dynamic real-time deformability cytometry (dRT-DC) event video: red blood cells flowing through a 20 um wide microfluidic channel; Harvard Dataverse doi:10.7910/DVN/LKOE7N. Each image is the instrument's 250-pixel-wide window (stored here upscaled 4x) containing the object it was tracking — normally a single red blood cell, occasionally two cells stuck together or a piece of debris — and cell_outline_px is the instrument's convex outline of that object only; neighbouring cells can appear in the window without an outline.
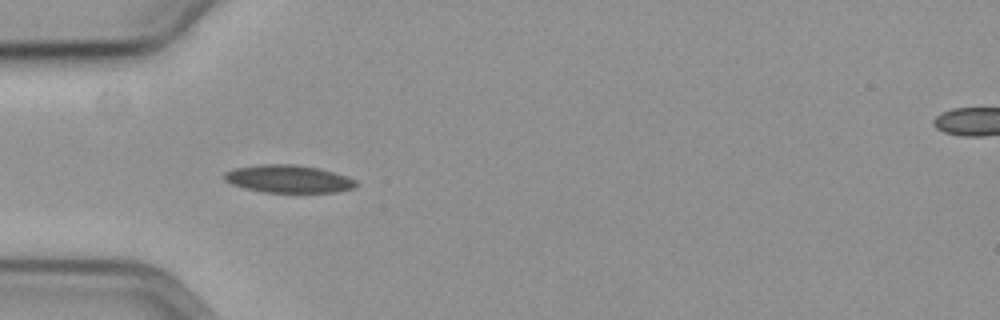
{"species": "common noctule bat (a hibernating species)", "species_latin": "Nyctalus noctula", "temperature_condition": "cold", "stored_images_in_passage": 44, "camera_frame_rate_fps": 3000, "um_per_image_px": 0.085, "animal": {"sex": "female", "body_mass_g": 19.3, "forearm_length_mm": 54.1}, "frame": {"image": 1, "passage_image": 4, "time_ms": 1.0, "image_size_px": [1000, 320], "cell_outline_px": [[360, 184], [356, 188], [336, 192], [264, 192], [244, 188], [232, 184], [224, 180], [224, 172], [236, 168], [260, 164], [292, 164], [320, 168], [348, 176], [356, 180]], "centroid_in_image_um": [24.57, 15.21], "position_along_channel_um": 60.4, "area_um2": 21.44}}
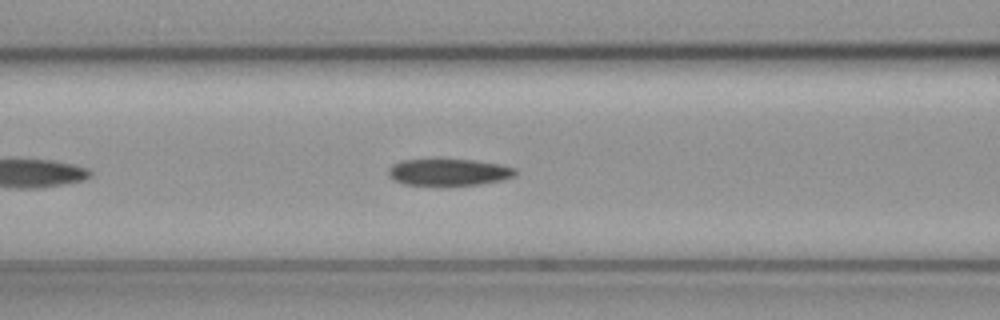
{"frame": {"image": 2, "passage_image": 10, "time_ms": 3.0, "image_size_px": [1000, 320], "cell_outline_px": [[516, 176], [500, 180], [480, 184], [440, 188], [404, 184], [392, 180], [388, 176], [388, 168], [392, 164], [400, 160], [436, 156], [472, 160], [500, 164], [516, 168]], "centroid_in_image_um": [38.04, 14.63], "position_along_channel_um": 128.6, "area_um2": 21.62}}
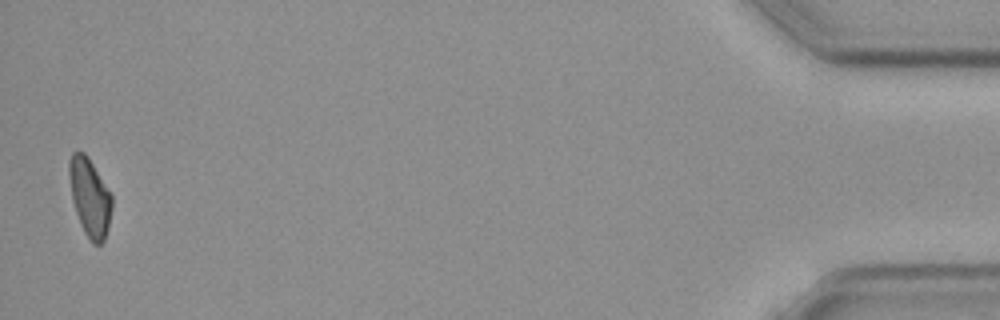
{"frame": {"image": 3, "passage_image": 43, "time_ms": 14.0, "image_size_px": [1000, 320], "cell_outline_px": [[112, 208], [108, 228], [104, 240], [100, 244], [92, 244], [84, 232], [80, 224], [72, 200], [68, 172], [68, 160], [72, 152], [84, 152], [88, 156], [112, 196]], "centroid_in_image_um": [7.61, 16.77], "position_along_channel_um": 427.6, "area_um2": 19.48}}